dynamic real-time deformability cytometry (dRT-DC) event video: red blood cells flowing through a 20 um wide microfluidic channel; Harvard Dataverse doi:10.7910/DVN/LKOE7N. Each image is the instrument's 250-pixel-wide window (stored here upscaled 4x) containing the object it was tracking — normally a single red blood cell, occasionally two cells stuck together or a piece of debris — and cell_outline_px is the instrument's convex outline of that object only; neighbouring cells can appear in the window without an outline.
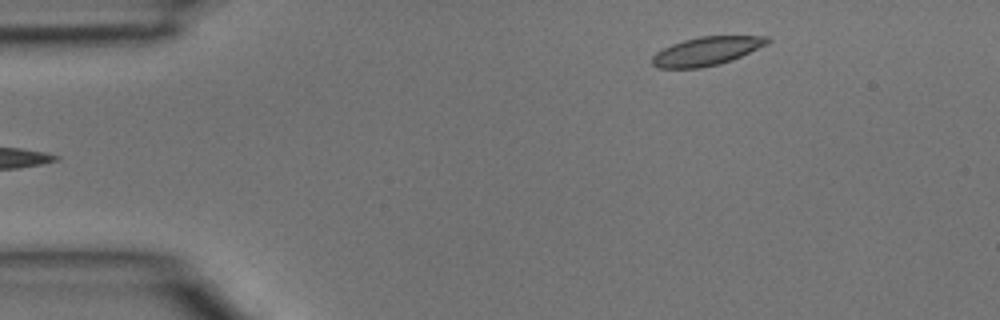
{"species": "common noctule bat (a hibernating species)", "species_latin": "Nyctalus noctula", "temperature_condition": "room temperature", "stored_images_in_passage": 3, "camera_frame_rate_fps": 3000, "um_per_image_px": 0.085, "animal": {"sex": "male", "body_mass_g": 15.6}, "frame": {"image": 1, "passage_image": 3, "time_ms": 0.667, "image_size_px": [1000, 320], "cell_outline_px": [[772, 40], [768, 44], [732, 60], [720, 64], [700, 68], [656, 68], [652, 64], [652, 56], [656, 52], [672, 44], [684, 40], [700, 36], [768, 36]], "centroid_in_image_um": [60.07, 4.35], "position_along_channel_um": 24.9, "area_um2": 19.25}}